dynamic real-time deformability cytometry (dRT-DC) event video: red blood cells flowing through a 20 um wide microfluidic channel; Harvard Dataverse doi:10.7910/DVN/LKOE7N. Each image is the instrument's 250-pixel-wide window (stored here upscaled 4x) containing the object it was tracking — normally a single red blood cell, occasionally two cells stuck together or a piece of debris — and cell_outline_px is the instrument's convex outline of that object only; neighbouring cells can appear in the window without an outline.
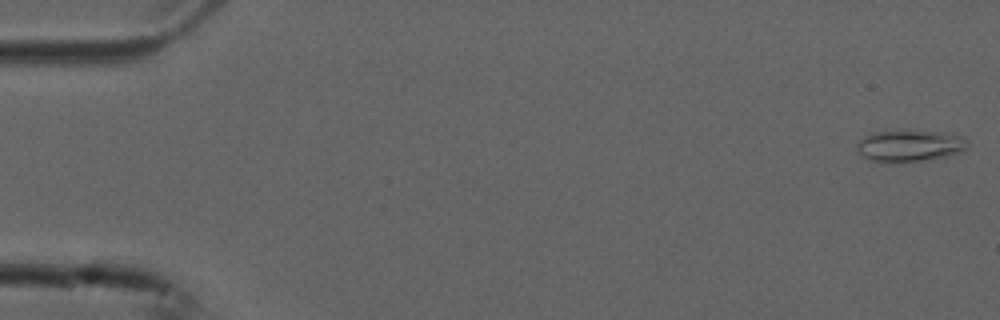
{"species": "common noctule bat (a hibernating species)", "species_latin": "Nyctalus noctula", "temperature_condition": "cold", "stored_images_in_passage": 4, "camera_frame_rate_fps": 3000, "um_per_image_px": 0.085, "animal": {"sex": "male", "forearm_length_mm": 52.5}, "frame": {"image": 1, "passage_image": 1, "time_ms": 0.0, "image_size_px": [1000, 320], "cell_outline_px": [[968, 140], [964, 148], [960, 152], [940, 156], [916, 160], [872, 160], [864, 156], [860, 152], [856, 144], [864, 136], [872, 132], [908, 128], [944, 132], [960, 136]], "centroid_in_image_um": [77.31, 12.29], "position_along_channel_um": 7.7, "area_um2": 19.94}}